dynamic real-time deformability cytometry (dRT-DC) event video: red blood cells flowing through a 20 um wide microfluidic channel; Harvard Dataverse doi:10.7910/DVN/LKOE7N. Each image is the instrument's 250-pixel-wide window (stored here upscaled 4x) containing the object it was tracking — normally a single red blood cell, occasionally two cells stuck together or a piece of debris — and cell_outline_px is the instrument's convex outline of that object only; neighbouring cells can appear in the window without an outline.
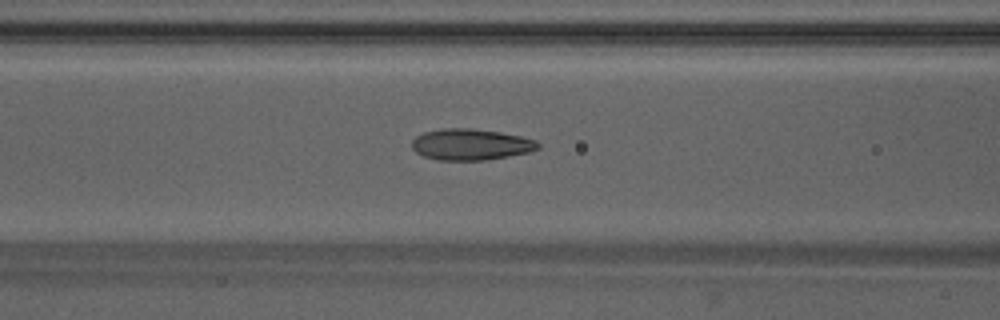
{"species": "Egyptian fruit bat (a non-hibernating species)", "species_latin": "Rousettus aegyptiacus", "temperature_condition": "warm", "stored_images_in_passage": 35, "camera_frame_rate_fps": 3000, "um_per_image_px": 0.085, "animal": {"sex": "male"}, "frame": {"image": 1, "passage_image": 11, "time_ms": 3.333, "image_size_px": [1000, 320], "cell_outline_px": [[540, 148], [528, 152], [508, 156], [484, 160], [440, 160], [424, 156], [416, 152], [412, 148], [412, 140], [416, 136], [424, 132], [444, 128], [468, 128], [500, 132], [520, 136], [536, 140], [540, 144]], "centroid_in_image_um": [40.01, 12.27], "position_along_channel_um": 126.6, "area_um2": 22.83}}
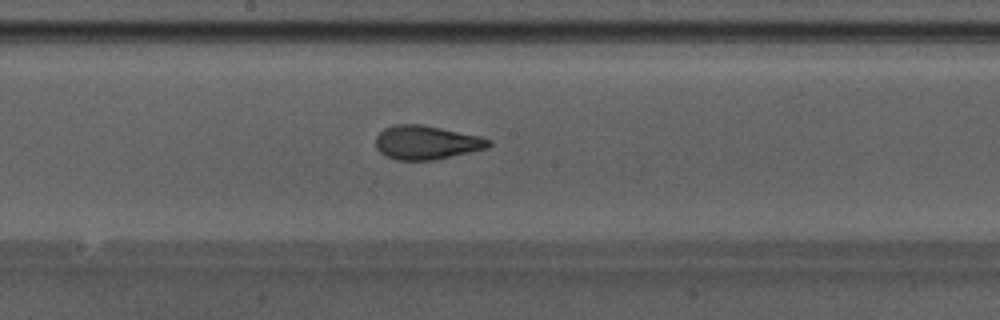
{"frame": {"image": 2, "passage_image": 17, "time_ms": 5.333, "image_size_px": [1000, 320], "cell_outline_px": [[492, 144], [488, 148], [432, 160], [396, 160], [380, 152], [376, 148], [376, 136], [384, 128], [396, 124], [420, 124], [480, 136], [492, 140]], "centroid_in_image_um": [36.25, 12.11], "position_along_channel_um": 212.0, "area_um2": 22.14}}
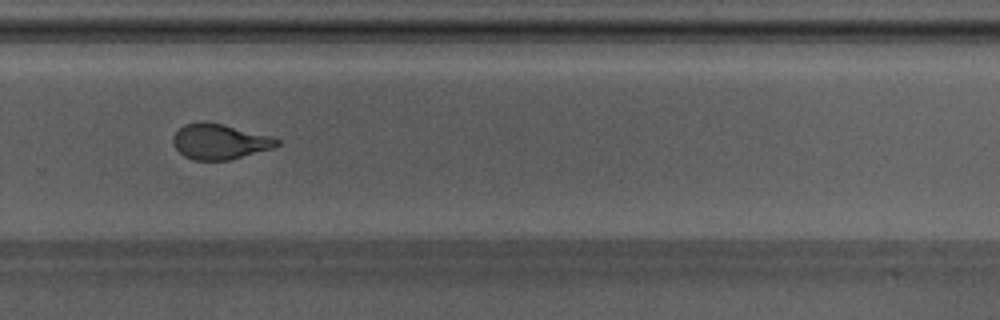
{"frame": {"image": 3, "passage_image": 24, "time_ms": 7.667, "image_size_px": [1000, 320], "cell_outline_px": [[280, 144], [272, 148], [228, 160], [192, 160], [184, 156], [176, 148], [172, 140], [172, 136], [184, 124], [200, 120], [220, 124], [272, 136], [280, 140]], "centroid_in_image_um": [18.64, 12.03], "position_along_channel_um": 311.2, "area_um2": 21.27}, "authors_computed_cell_mechanics": {"area_um2": 22.1952, "velocity_mm_per_s": 4.2683, "shape_relaxation_time_tau1_ms": 4.3656, "shape_relaxation_time_tau2_ms": 0.9937, "deformation_change_tau1": 0.181, "deformation_change_tau2": 0.0892}}